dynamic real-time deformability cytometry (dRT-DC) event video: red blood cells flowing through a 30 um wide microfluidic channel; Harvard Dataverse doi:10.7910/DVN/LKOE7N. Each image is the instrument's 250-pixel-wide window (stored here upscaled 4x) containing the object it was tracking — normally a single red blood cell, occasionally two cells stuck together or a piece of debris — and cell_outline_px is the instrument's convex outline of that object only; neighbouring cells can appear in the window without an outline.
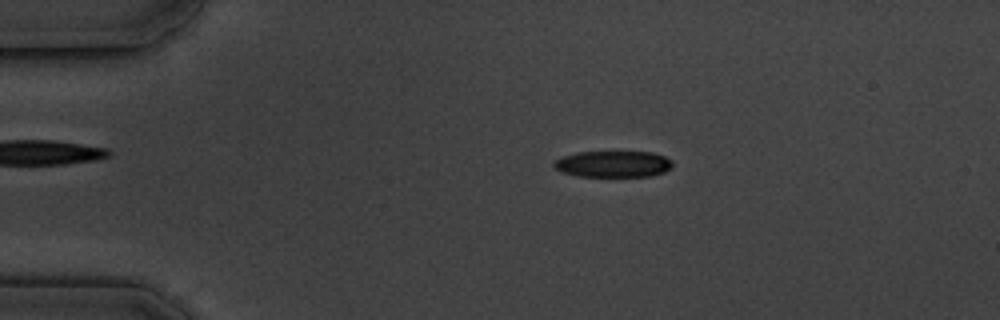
{"species": "common noctule bat (a hibernating species)", "species_latin": "Nyctalus noctula", "temperature_condition": "cold", "stored_images_in_passage": 4, "camera_frame_rate_fps": 3000, "um_per_image_px": 0.085, "animal": {"sex": "male", "body_mass_g": 19.5, "forearm_length_mm": 54.6}, "frame": {"image": 1, "passage_image": 1, "time_ms": 0.0, "image_size_px": [1000, 320], "cell_outline_px": [[672, 168], [664, 172], [652, 176], [576, 176], [560, 172], [552, 168], [552, 160], [576, 152], [652, 152], [664, 156], [672, 160]], "centroid_in_image_um": [52.07, 13.94], "position_along_channel_um": 32.9, "area_um2": 18.5}}
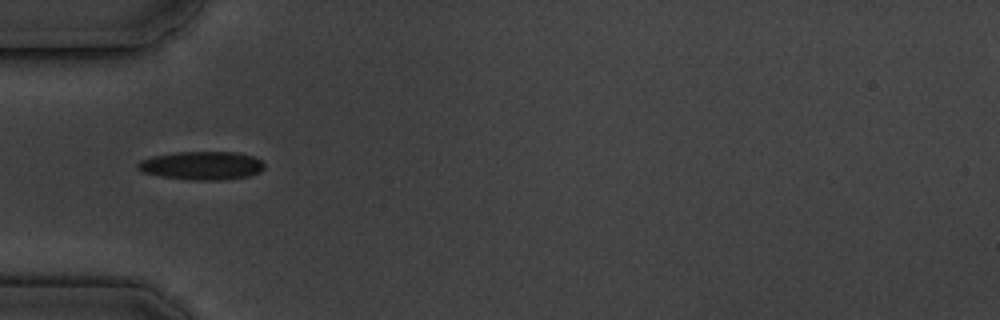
{"frame": {"image": 2, "passage_image": 2, "time_ms": 2.333, "image_size_px": [1000, 320], "cell_outline_px": [[264, 168], [260, 172], [248, 176], [220, 180], [196, 180], [160, 176], [144, 172], [136, 168], [136, 164], [140, 160], [152, 156], [176, 152], [236, 152], [252, 156], [260, 160], [264, 164]], "centroid_in_image_um": [17.14, 14.07], "position_along_channel_um": 67.9, "area_um2": 20.87}}